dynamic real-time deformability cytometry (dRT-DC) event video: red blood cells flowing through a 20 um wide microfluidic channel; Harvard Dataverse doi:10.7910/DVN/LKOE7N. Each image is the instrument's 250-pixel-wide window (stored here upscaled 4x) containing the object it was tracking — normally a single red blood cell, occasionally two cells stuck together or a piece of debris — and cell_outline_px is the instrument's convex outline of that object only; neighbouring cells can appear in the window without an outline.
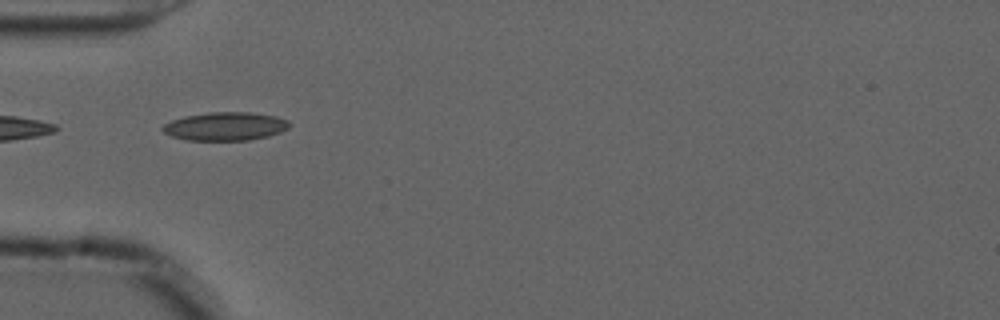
{"species": "common noctule bat (a hibernating species)", "species_latin": "Nyctalus noctula", "temperature_condition": "cold", "stored_images_in_passage": 38, "camera_frame_rate_fps": 3000, "um_per_image_px": 0.085, "animal": {"sex": "male", "forearm_length_mm": 52.5}, "frame": {"image": 1, "passage_image": 1, "time_ms": 0.0, "image_size_px": [1000, 320], "cell_outline_px": [[292, 124], [288, 128], [280, 132], [268, 136], [248, 140], [188, 140], [172, 136], [164, 132], [160, 128], [164, 124], [172, 120], [184, 116], [208, 112], [252, 112], [276, 116], [288, 120]], "centroid_in_image_um": [19.17, 10.73], "position_along_channel_um": 65.8, "area_um2": 21.04}}
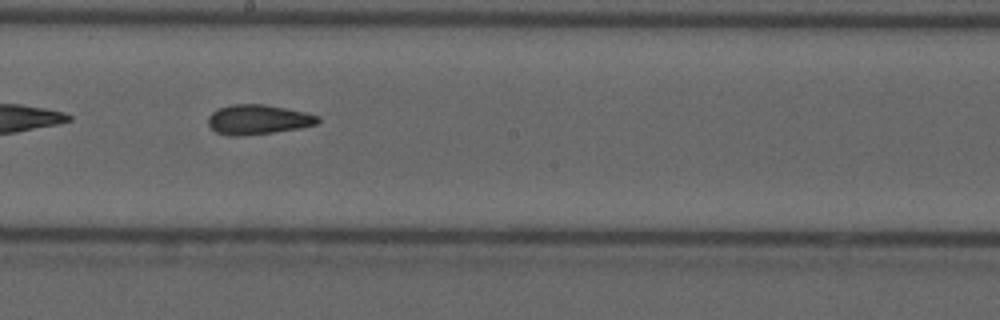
{"frame": {"image": 2, "passage_image": 14, "time_ms": 4.333, "image_size_px": [1000, 320], "cell_outline_px": [[320, 120], [316, 124], [300, 128], [244, 136], [228, 136], [216, 132], [208, 124], [208, 116], [212, 112], [220, 108], [232, 104], [264, 104], [304, 112], [320, 116]], "centroid_in_image_um": [21.92, 10.17], "position_along_channel_um": 226.3, "area_um2": 18.96}}
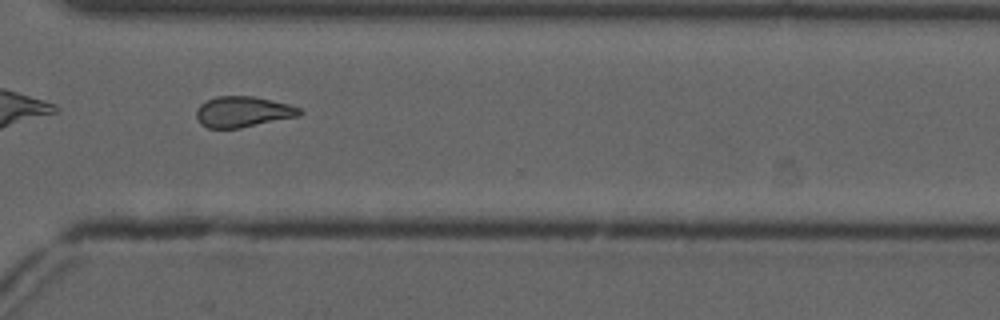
{"frame": {"image": 3, "passage_image": 24, "time_ms": 7.667, "image_size_px": [1000, 320], "cell_outline_px": [[304, 112], [300, 116], [240, 128], [208, 128], [200, 124], [196, 116], [196, 108], [200, 104], [216, 96], [252, 96], [288, 104], [300, 108]], "centroid_in_image_um": [20.64, 9.51], "position_along_channel_um": 350.0, "area_um2": 18.55}, "authors_computed_cell_mechanics": {"area_um2": 18.7561, "velocity_mm_per_s": 3.7126, "shape_relaxation_time_tau1_ms": null, "shape_relaxation_time_tau2_ms": 4.0145, "deformation_change_tau1": null, "deformation_change_tau2": 0.1136}}